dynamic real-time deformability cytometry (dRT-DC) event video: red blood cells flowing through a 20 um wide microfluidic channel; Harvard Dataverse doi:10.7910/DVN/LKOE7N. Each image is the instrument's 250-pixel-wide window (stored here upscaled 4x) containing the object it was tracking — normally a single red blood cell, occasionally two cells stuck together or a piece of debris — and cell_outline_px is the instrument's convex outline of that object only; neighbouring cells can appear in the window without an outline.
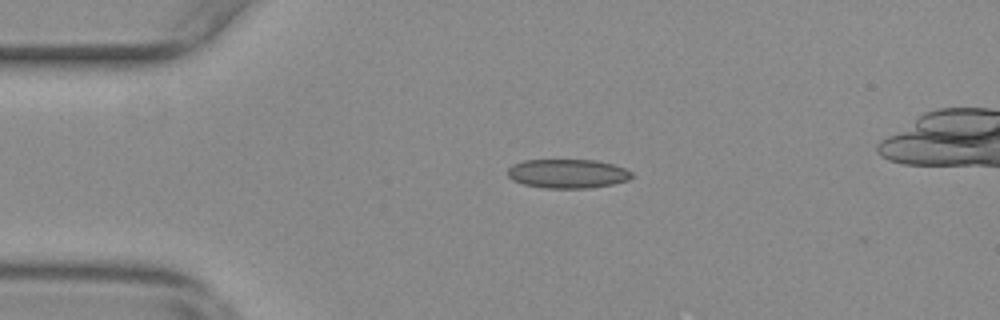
{"species": "common noctule bat (a hibernating species)", "species_latin": "Nyctalus noctula", "temperature_condition": "warm", "stored_images_in_passage": 55, "camera_frame_rate_fps": 3000, "um_per_image_px": 0.085, "animal": {"sex": "female", "body_mass_g": 29.2, "forearm_length_mm": 56.3}, "frame": {"image": 1, "passage_image": 13, "time_ms": 4.0, "image_size_px": [1000, 320], "cell_outline_px": [[632, 176], [628, 180], [612, 184], [588, 188], [544, 188], [524, 184], [512, 180], [508, 176], [508, 168], [512, 164], [524, 160], [596, 160], [612, 164], [624, 168], [632, 172]], "centroid_in_image_um": [48.22, 14.76], "position_along_channel_um": 36.8, "area_um2": 20.98}}
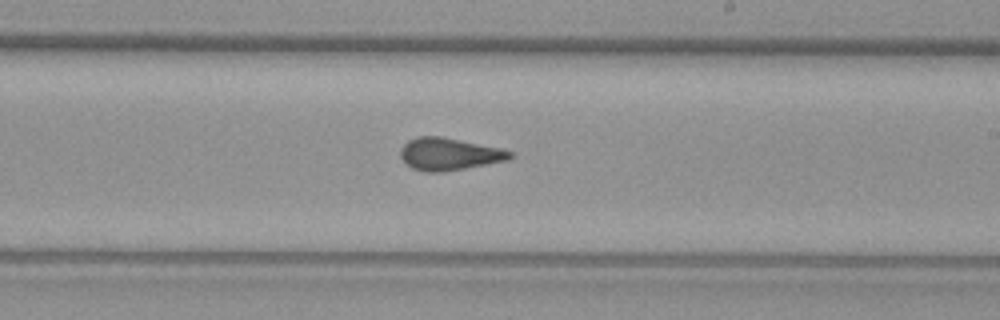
{"frame": {"image": 2, "passage_image": 33, "time_ms": 10.667, "image_size_px": [1000, 320], "cell_outline_px": [[516, 156], [508, 160], [444, 172], [424, 172], [412, 168], [404, 164], [400, 156], [400, 148], [408, 140], [416, 136], [440, 136], [500, 148], [512, 152]], "centroid_in_image_um": [38.14, 13.1], "position_along_channel_um": 250.9, "area_um2": 20.81}}
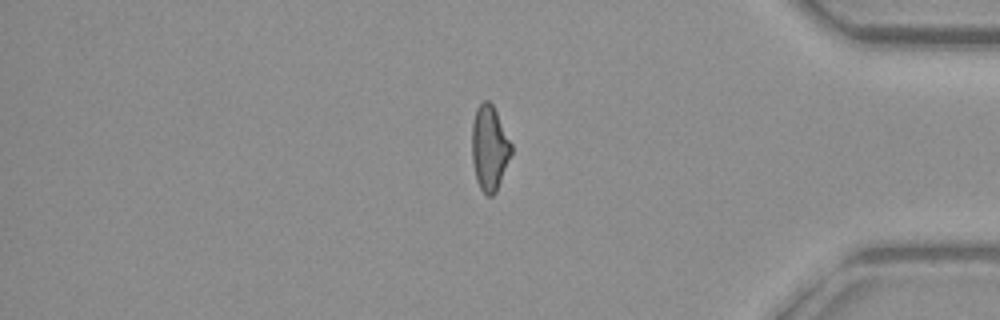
{"frame": {"image": 3, "passage_image": 47, "time_ms": 15.333, "image_size_px": [1000, 320], "cell_outline_px": [[512, 152], [496, 192], [492, 196], [488, 196], [480, 188], [476, 180], [472, 160], [472, 124], [476, 108], [484, 100], [488, 100], [492, 104], [512, 144]], "centroid_in_image_um": [41.59, 12.58], "position_along_channel_um": 393.6, "area_um2": 19.36}, "authors_computed_cell_mechanics": {"area_um2": 20.3456, "velocity_mm_per_s": 3.7121, "shape_relaxation_time_tau1_ms": null, "shape_relaxation_time_tau2_ms": 1.3413, "deformation_change_tau1": null, "deformation_change_tau2": 0.0856}}